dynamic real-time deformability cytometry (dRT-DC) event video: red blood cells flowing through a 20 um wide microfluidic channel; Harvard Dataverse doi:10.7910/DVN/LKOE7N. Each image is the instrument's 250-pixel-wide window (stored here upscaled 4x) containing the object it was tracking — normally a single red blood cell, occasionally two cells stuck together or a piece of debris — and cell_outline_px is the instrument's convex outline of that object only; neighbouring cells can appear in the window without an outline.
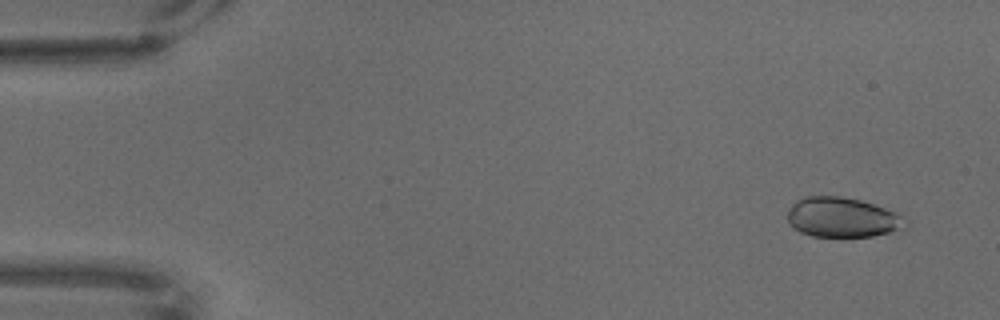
{"species": "common noctule bat (a hibernating species)", "species_latin": "Nyctalus noctula", "temperature_condition": "warm", "stored_images_in_passage": 69, "camera_frame_rate_fps": 3000, "um_per_image_px": 0.085, "animal": {"sex": "male", "body_mass_g": 18.8}, "frame": {"image": 1, "passage_image": 5, "time_ms": 1.333, "image_size_px": [1000, 320], "cell_outline_px": [[908, 228], [872, 236], [812, 236], [800, 232], [792, 228], [788, 224], [788, 208], [796, 200], [804, 196], [840, 196], [860, 200], [900, 212], [908, 220]], "centroid_in_image_um": [71.64, 18.47], "position_along_channel_um": 13.4, "area_um2": 27.92}}
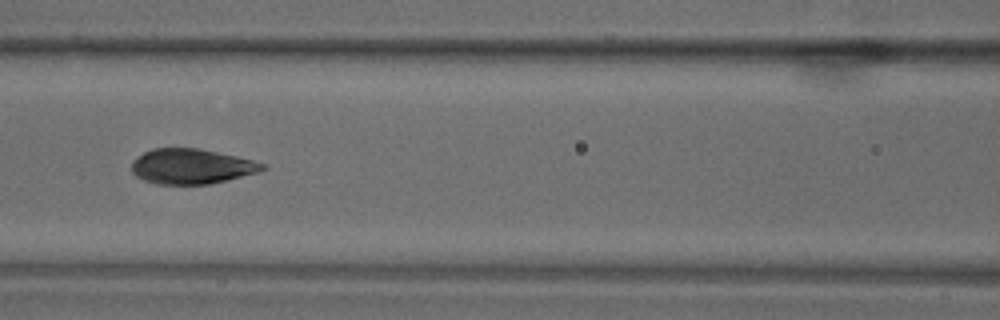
{"frame": {"image": 2, "passage_image": 31, "time_ms": 10.0, "image_size_px": [1000, 320], "cell_outline_px": [[268, 168], [256, 172], [228, 180], [208, 184], [156, 184], [144, 180], [136, 176], [132, 172], [132, 160], [144, 152], [152, 148], [196, 148], [236, 156], [252, 160], [264, 164]], "centroid_in_image_um": [16.24, 14.14], "position_along_channel_um": 150.4, "area_um2": 26.59}}
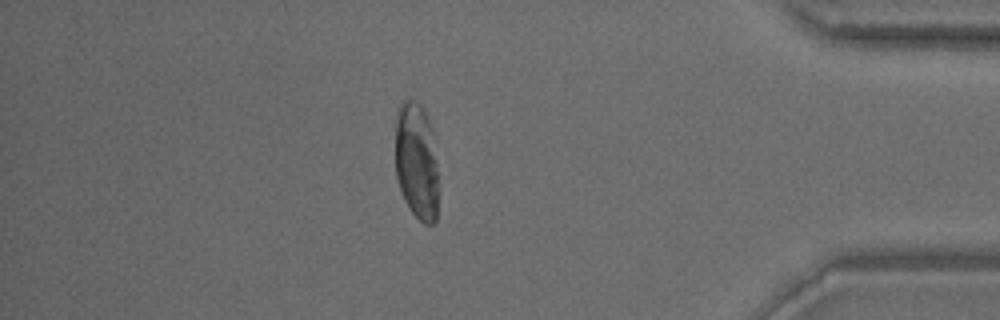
{"frame": {"image": 3, "passage_image": 60, "time_ms": 19.667, "image_size_px": [1000, 320], "cell_outline_px": [[436, 220], [432, 224], [424, 224], [408, 208], [400, 192], [396, 176], [396, 108], [404, 100], [412, 100], [420, 104], [424, 108], [432, 128], [436, 160]], "centroid_in_image_um": [35.38, 13.66], "position_along_channel_um": 399.8, "area_um2": 29.48}}